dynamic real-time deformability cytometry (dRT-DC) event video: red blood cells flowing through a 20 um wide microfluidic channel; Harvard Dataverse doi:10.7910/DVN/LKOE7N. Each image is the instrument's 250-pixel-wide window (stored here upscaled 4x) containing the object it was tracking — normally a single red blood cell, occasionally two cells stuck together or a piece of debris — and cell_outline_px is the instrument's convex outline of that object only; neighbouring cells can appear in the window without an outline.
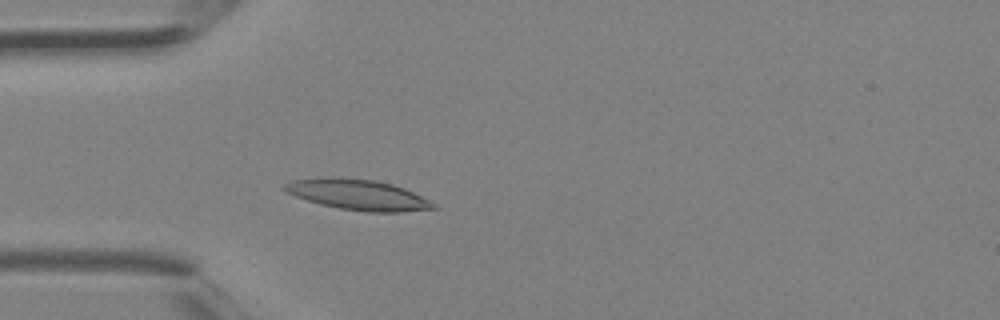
{"species": "Egyptian fruit bat (a non-hibernating species)", "species_latin": "Rousettus aegyptiacus", "temperature_condition": "room temperature", "stored_images_in_passage": 3, "camera_frame_rate_fps": 3000, "um_per_image_px": 0.085, "animal": {"sex": "female"}, "frame": {"image": 1, "passage_image": 3, "time_ms": 0.667, "image_size_px": [1000, 320], "cell_outline_px": [[440, 208], [400, 212], [368, 212], [340, 208], [320, 204], [296, 196], [280, 188], [284, 184], [292, 180], [328, 176], [340, 176], [372, 180], [392, 184], [404, 188], [436, 204]], "centroid_in_image_um": [30.41, 16.54], "position_along_channel_um": 54.6, "area_um2": 26.53}}